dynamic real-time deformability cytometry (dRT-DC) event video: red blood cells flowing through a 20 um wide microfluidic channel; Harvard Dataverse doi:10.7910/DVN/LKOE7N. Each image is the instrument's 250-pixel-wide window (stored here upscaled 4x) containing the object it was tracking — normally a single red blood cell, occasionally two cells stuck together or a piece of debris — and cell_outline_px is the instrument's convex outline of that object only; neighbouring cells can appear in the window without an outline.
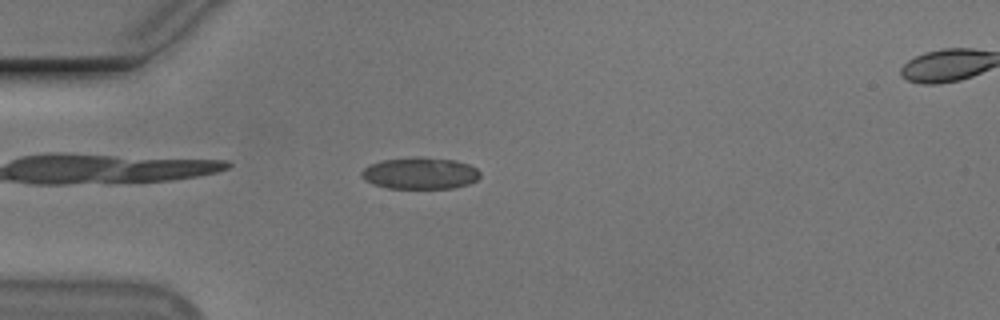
{"species": "Egyptian fruit bat (a non-hibernating species)", "species_latin": "Rousettus aegyptiacus", "temperature_condition": "cold", "stored_images_in_passage": 7, "segment_of_instrument_passage": [1, 2], "camera_frame_rate_fps": 3000, "um_per_image_px": 0.085, "animal": {"sex": "male"}, "frame": {"image": 1, "passage_image": 6, "time_ms": 6.0, "image_size_px": [1000, 320], "cell_outline_px": [[480, 176], [476, 180], [468, 184], [452, 188], [388, 188], [364, 180], [360, 176], [360, 172], [368, 164], [380, 160], [416, 156], [424, 156], [456, 160], [468, 164], [476, 168], [480, 172]], "centroid_in_image_um": [35.68, 14.7], "position_along_channel_um": 49.3, "area_um2": 22.2}}